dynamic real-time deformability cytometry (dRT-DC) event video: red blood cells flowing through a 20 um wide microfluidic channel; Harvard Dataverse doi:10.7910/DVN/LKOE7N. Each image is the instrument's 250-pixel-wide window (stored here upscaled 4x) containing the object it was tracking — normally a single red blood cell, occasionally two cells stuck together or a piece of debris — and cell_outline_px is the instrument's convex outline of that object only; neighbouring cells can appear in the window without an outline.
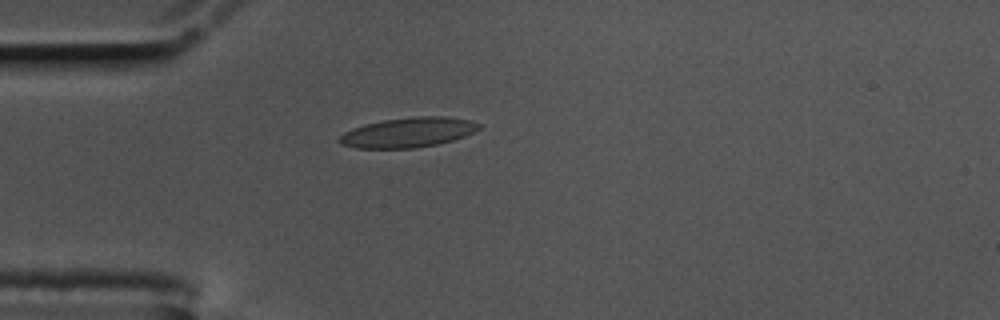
{"species": "common noctule bat (a hibernating species)", "species_latin": "Nyctalus noctula", "temperature_condition": "cold", "stored_images_in_passage": 16, "camera_frame_rate_fps": 3000, "um_per_image_px": 0.085, "animal": {"sex": "male", "body_mass_g": 17.5, "forearm_length_mm": 52.3}, "frame": {"image": 1, "passage_image": 1, "time_ms": 0.0, "image_size_px": [1000, 320], "cell_outline_px": [[480, 128], [464, 136], [452, 140], [436, 144], [416, 148], [356, 148], [340, 144], [336, 140], [344, 132], [352, 128], [364, 124], [384, 120], [416, 116], [444, 116], [468, 120], [480, 124]], "centroid_in_image_um": [34.63, 11.26], "position_along_channel_um": 50.4, "area_um2": 24.16}}
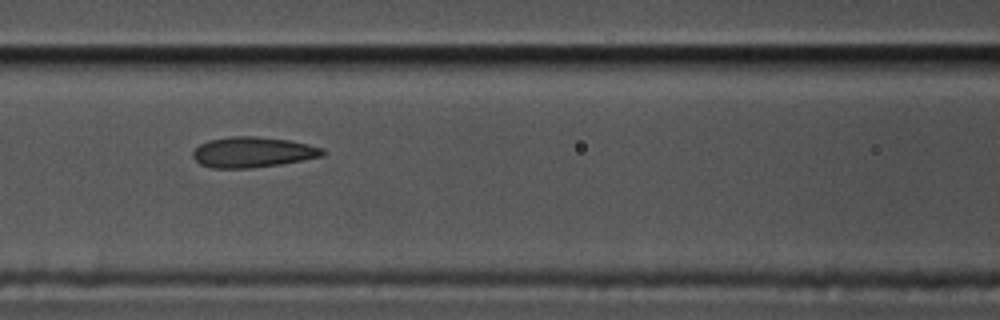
{"frame": {"image": 2, "passage_image": 10, "time_ms": 3.0, "image_size_px": [1000, 320], "cell_outline_px": [[328, 152], [324, 156], [280, 164], [252, 168], [212, 168], [200, 164], [192, 156], [192, 152], [200, 144], [208, 140], [228, 136], [256, 136], [288, 140], [308, 144], [324, 148]], "centroid_in_image_um": [21.5, 12.93], "position_along_channel_um": 145.1, "area_um2": 23.24}}
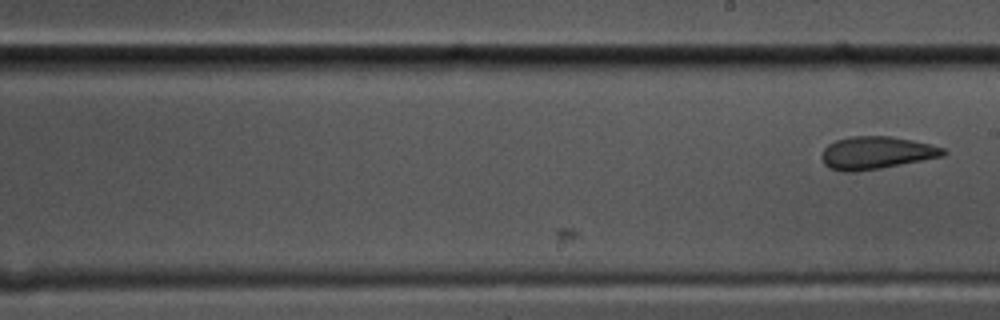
{"frame": {"image": 3, "passage_image": 16, "time_ms": 5.0, "image_size_px": [1000, 320], "cell_outline_px": [[948, 152], [944, 156], [880, 168], [856, 172], [840, 172], [828, 168], [824, 164], [820, 156], [824, 148], [828, 144], [836, 140], [852, 136], [892, 136], [932, 144], [944, 148]], "centroid_in_image_um": [74.47, 12.99], "position_along_channel_um": 214.5, "area_um2": 23.35}}